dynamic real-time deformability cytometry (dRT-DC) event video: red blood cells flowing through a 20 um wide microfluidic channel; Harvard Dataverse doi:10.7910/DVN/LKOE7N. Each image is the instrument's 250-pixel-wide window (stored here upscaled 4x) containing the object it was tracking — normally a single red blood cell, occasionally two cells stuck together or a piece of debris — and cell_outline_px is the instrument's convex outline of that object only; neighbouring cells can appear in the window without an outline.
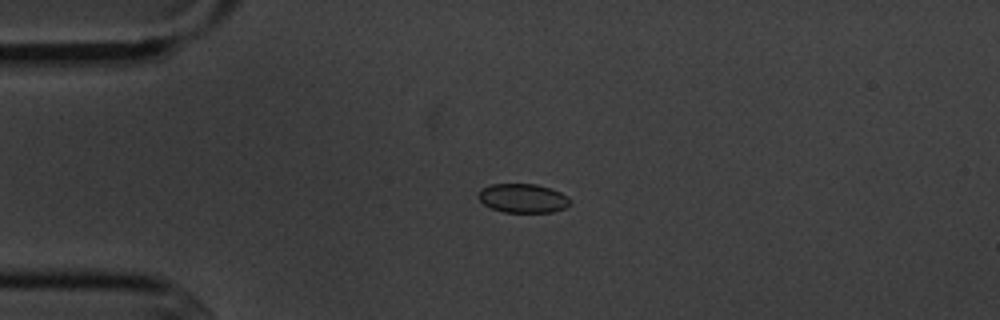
{"species": "common noctule bat (a hibernating species)", "species_latin": "Nyctalus noctula", "temperature_condition": "cold", "stored_images_in_passage": 15, "camera_frame_rate_fps": 3000, "um_per_image_px": 0.085, "animal": {"sex": "male", "body_mass_g": 20.1, "forearm_length_mm": 53.5}, "frame": {"image": 1, "passage_image": 4, "time_ms": 4.333, "image_size_px": [1000, 320], "cell_outline_px": [[572, 204], [564, 208], [552, 212], [504, 212], [492, 208], [484, 204], [476, 196], [476, 192], [480, 188], [492, 184], [536, 184], [552, 188], [568, 196], [572, 200]], "centroid_in_image_um": [44.45, 16.84], "position_along_channel_um": 40.6, "area_um2": 15.78}}
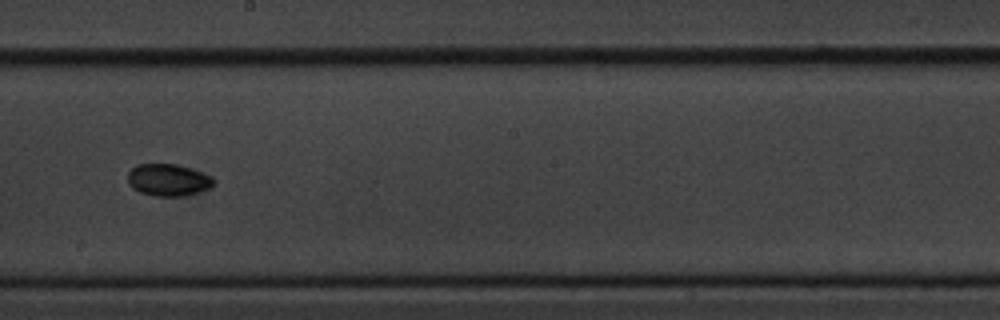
{"frame": {"image": 2, "passage_image": 9, "time_ms": 10.333, "image_size_px": [1000, 320], "cell_outline_px": [[216, 184], [212, 188], [184, 196], [156, 196], [140, 192], [132, 188], [128, 184], [128, 172], [136, 164], [176, 164], [212, 176], [216, 180]], "centroid_in_image_um": [14.32, 15.3], "position_along_channel_um": 233.9, "area_um2": 16.18}}
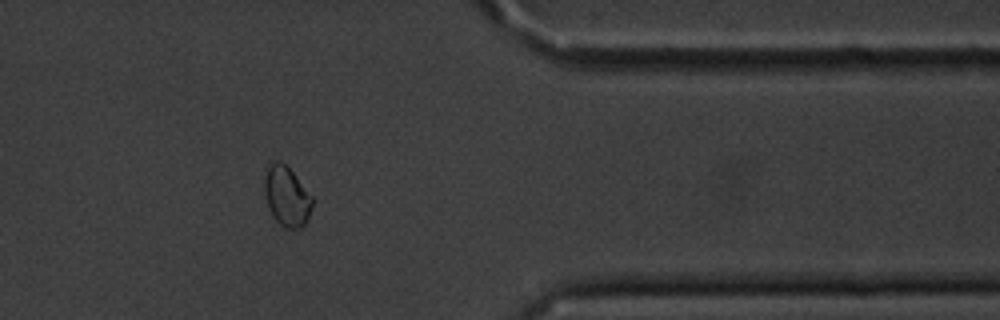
{"frame": {"image": 3, "passage_image": 13, "time_ms": 15.0, "image_size_px": [1000, 320], "cell_outline_px": [[312, 208], [308, 220], [300, 228], [284, 228], [272, 216], [268, 208], [264, 192], [264, 180], [268, 168], [276, 160], [280, 160], [292, 172], [312, 196]], "centroid_in_image_um": [24.37, 16.72], "position_along_channel_um": 387.0, "area_um2": 16.53}, "authors_computed_cell_mechanics": {"area_um2": 16.0684, "velocity_mm_per_s": 3.6297, "shape_relaxation_time_tau1_ms": 2.701, "shape_relaxation_time_tau2_ms": 5.8731, "deformation_change_tau1": 0.0329, "deformation_change_tau2": 0.0341}}